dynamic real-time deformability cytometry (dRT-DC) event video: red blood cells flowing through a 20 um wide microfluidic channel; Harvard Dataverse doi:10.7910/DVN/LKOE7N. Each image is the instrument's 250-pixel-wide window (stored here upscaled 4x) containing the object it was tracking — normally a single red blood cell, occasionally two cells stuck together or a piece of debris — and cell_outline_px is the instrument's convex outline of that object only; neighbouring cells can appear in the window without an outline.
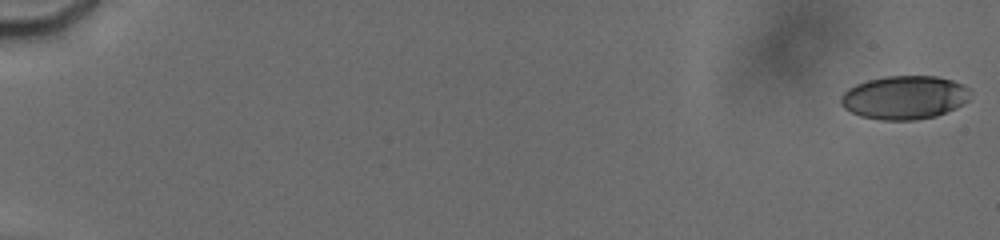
{"species": "human", "species_latin": "Homo sapiens", "temperature_condition": "cold", "stored_images_in_passage": 8, "camera_frame_rate_fps": 3000, "um_per_image_px": 0.085, "donor": {"sex": "male"}, "frame": {"image": 1, "passage_image": 1, "time_ms": 0.0, "image_size_px": [1000, 240], "cell_outline_px": [[968, 100], [964, 104], [956, 108], [936, 116], [916, 120], [880, 120], [860, 116], [844, 108], [840, 104], [840, 96], [848, 88], [856, 84], [868, 80], [884, 76], [936, 76], [952, 80], [968, 88]], "centroid_in_image_um": [76.85, 8.29], "position_along_channel_um": 8.2, "area_um2": 32.89}}